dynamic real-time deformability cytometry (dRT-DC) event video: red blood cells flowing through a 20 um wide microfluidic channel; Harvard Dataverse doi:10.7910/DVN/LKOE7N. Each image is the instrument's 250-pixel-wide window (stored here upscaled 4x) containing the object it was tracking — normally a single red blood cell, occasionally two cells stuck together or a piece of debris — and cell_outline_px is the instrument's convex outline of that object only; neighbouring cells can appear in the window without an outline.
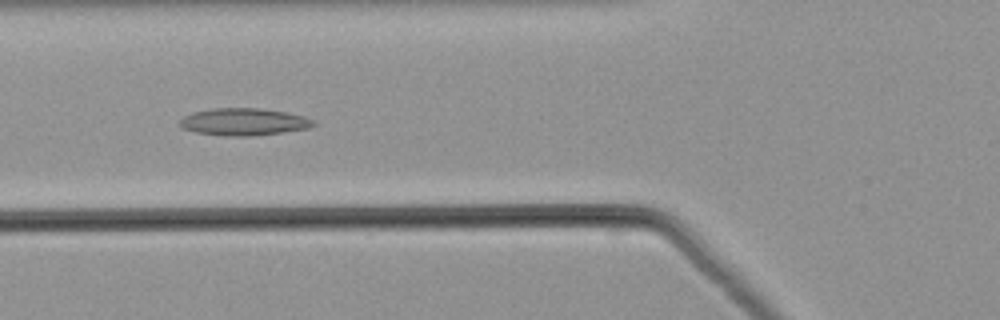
{"species": "common noctule bat (a hibernating species)", "species_latin": "Nyctalus noctula", "temperature_condition": "warm", "stored_images_in_passage": 36, "camera_frame_rate_fps": 3000, "um_per_image_px": 0.085, "animal": {"sex": "male", "body_mass_g": 21.5, "forearm_length_mm": 52.0}, "frame": {"image": 1, "passage_image": 4, "time_ms": 1.0, "image_size_px": [1000, 320], "cell_outline_px": [[316, 124], [308, 128], [284, 132], [248, 136], [228, 136], [196, 132], [180, 128], [180, 120], [184, 116], [192, 112], [212, 108], [260, 108], [284, 112], [304, 116], [316, 120]], "centroid_in_image_um": [20.72, 10.35], "position_along_channel_um": 105.1, "area_um2": 21.21}}
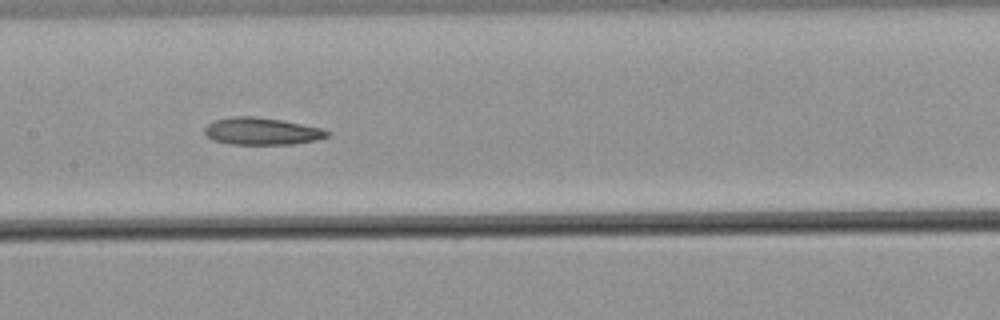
{"frame": {"image": 2, "passage_image": 10, "time_ms": 3.0, "image_size_px": [1000, 320], "cell_outline_px": [[332, 136], [316, 140], [296, 144], [228, 144], [212, 140], [204, 132], [204, 128], [208, 124], [216, 120], [232, 116], [256, 116], [280, 120], [320, 128], [332, 132]], "centroid_in_image_um": [22.27, 11.16], "position_along_channel_um": 185.1, "area_um2": 19.48}}
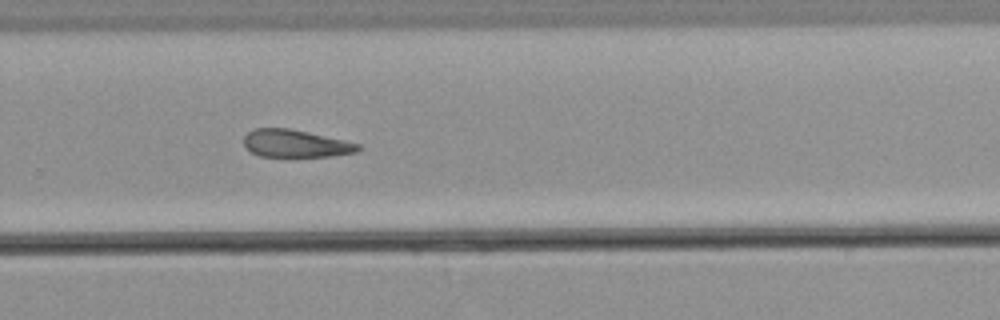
{"frame": {"image": 3, "passage_image": 19, "time_ms": 6.0, "image_size_px": [1000, 320], "cell_outline_px": [[360, 148], [356, 152], [332, 156], [288, 160], [260, 156], [252, 152], [244, 144], [244, 136], [248, 132], [256, 128], [288, 128], [308, 132], [344, 140], [360, 144]], "centroid_in_image_um": [25.11, 12.26], "position_along_channel_um": 304.7, "area_um2": 19.13}}